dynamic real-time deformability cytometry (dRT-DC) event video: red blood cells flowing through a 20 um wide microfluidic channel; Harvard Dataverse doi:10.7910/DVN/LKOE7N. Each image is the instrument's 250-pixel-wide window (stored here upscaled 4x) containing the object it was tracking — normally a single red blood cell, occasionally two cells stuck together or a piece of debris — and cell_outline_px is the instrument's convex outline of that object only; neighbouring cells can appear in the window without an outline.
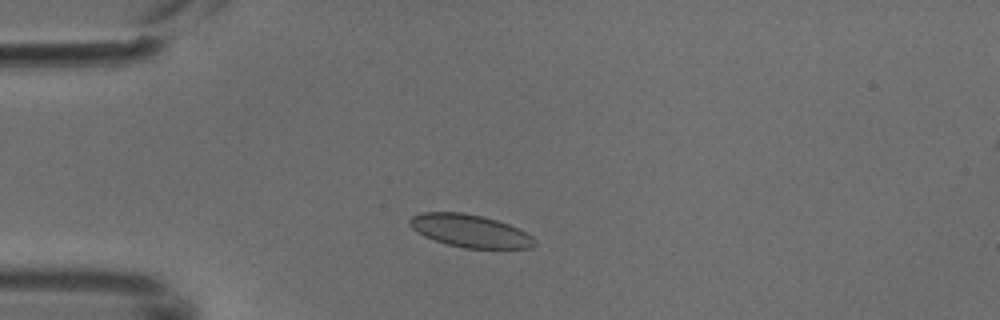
{"species": "common noctule bat (a hibernating species)", "species_latin": "Nyctalus noctula", "temperature_condition": "cold", "stored_images_in_passage": 4, "camera_frame_rate_fps": 3000, "um_per_image_px": 0.085, "animal": {"sex": "male", "body_mass_g": 18.8}, "frame": {"image": 1, "passage_image": 1, "time_ms": 0.0, "image_size_px": [1000, 320], "cell_outline_px": [[536, 244], [532, 248], [464, 248], [448, 244], [424, 236], [416, 232], [408, 224], [408, 220], [412, 216], [420, 212], [464, 212], [484, 216], [508, 224], [532, 236], [536, 240]], "centroid_in_image_um": [39.92, 19.61], "position_along_channel_um": 45.1, "area_um2": 23.81}}
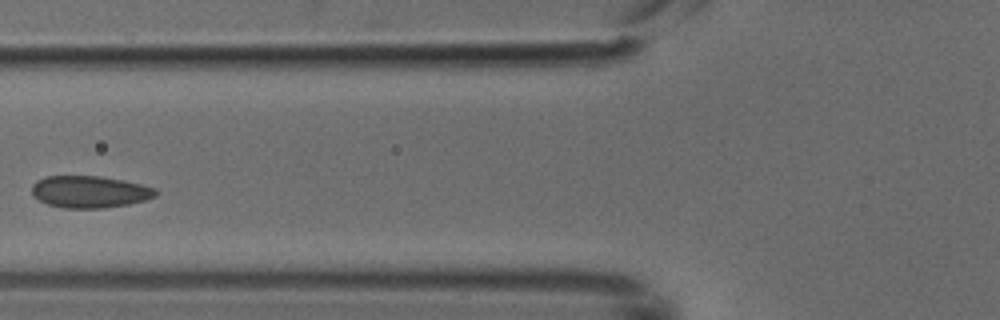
{"frame": {"image": 2, "passage_image": 3, "time_ms": 0.667, "image_size_px": [1000, 320], "cell_outline_px": [[156, 196], [144, 200], [128, 204], [104, 208], [64, 208], [48, 204], [32, 196], [32, 184], [36, 180], [44, 176], [100, 176], [124, 180], [156, 188]], "centroid_in_image_um": [7.59, 16.29], "position_along_channel_um": 118.2, "area_um2": 23.12}}
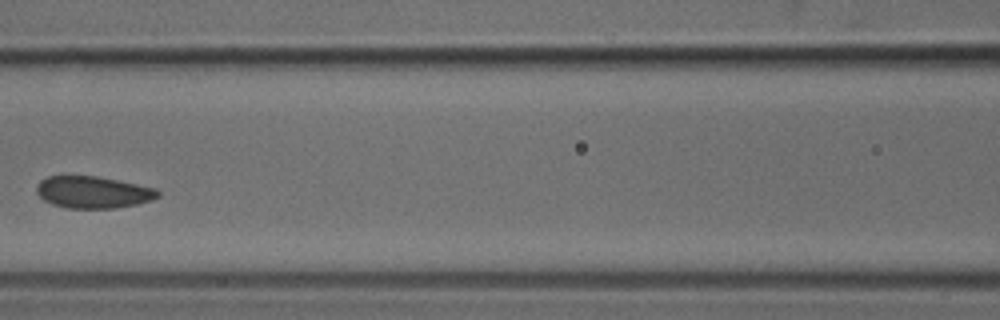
{"frame": {"image": 3, "passage_image": 4, "time_ms": 1.0, "image_size_px": [1000, 320], "cell_outline_px": [[160, 196], [152, 200], [136, 204], [116, 208], [68, 208], [52, 204], [44, 200], [36, 192], [36, 184], [40, 180], [48, 176], [96, 176], [156, 188], [160, 192]], "centroid_in_image_um": [7.9, 16.34], "position_along_channel_um": 158.7, "area_um2": 22.54}}